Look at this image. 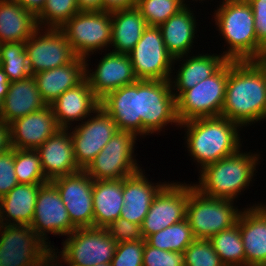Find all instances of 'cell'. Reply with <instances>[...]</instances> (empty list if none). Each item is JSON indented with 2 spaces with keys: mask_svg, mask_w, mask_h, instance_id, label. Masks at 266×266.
<instances>
[{
  "mask_svg": "<svg viewBox=\"0 0 266 266\" xmlns=\"http://www.w3.org/2000/svg\"><path fill=\"white\" fill-rule=\"evenodd\" d=\"M199 1V3H204L205 1L206 2H208L207 0H192V1H188V0H182V2H183V4L185 5V6H190V5H193V4H191L192 2H198ZM204 1V2H203ZM211 1V0H210ZM188 2H191V3H188Z\"/></svg>",
  "mask_w": 266,
  "mask_h": 266,
  "instance_id": "cell-51",
  "label": "cell"
},
{
  "mask_svg": "<svg viewBox=\"0 0 266 266\" xmlns=\"http://www.w3.org/2000/svg\"><path fill=\"white\" fill-rule=\"evenodd\" d=\"M85 58L76 57L72 62L32 75L42 100L52 104L66 90L76 87L85 79Z\"/></svg>",
  "mask_w": 266,
  "mask_h": 266,
  "instance_id": "cell-27",
  "label": "cell"
},
{
  "mask_svg": "<svg viewBox=\"0 0 266 266\" xmlns=\"http://www.w3.org/2000/svg\"><path fill=\"white\" fill-rule=\"evenodd\" d=\"M221 116L238 123L243 129L266 121V82L251 60H228V81Z\"/></svg>",
  "mask_w": 266,
  "mask_h": 266,
  "instance_id": "cell-1",
  "label": "cell"
},
{
  "mask_svg": "<svg viewBox=\"0 0 266 266\" xmlns=\"http://www.w3.org/2000/svg\"><path fill=\"white\" fill-rule=\"evenodd\" d=\"M145 240L154 248L184 253L185 249L195 240V237L187 219H184L149 235Z\"/></svg>",
  "mask_w": 266,
  "mask_h": 266,
  "instance_id": "cell-34",
  "label": "cell"
},
{
  "mask_svg": "<svg viewBox=\"0 0 266 266\" xmlns=\"http://www.w3.org/2000/svg\"><path fill=\"white\" fill-rule=\"evenodd\" d=\"M194 189L192 182L169 181L157 193L141 224L143 239L172 224L186 219V206L189 193Z\"/></svg>",
  "mask_w": 266,
  "mask_h": 266,
  "instance_id": "cell-13",
  "label": "cell"
},
{
  "mask_svg": "<svg viewBox=\"0 0 266 266\" xmlns=\"http://www.w3.org/2000/svg\"><path fill=\"white\" fill-rule=\"evenodd\" d=\"M93 266H111V264L110 263L94 264Z\"/></svg>",
  "mask_w": 266,
  "mask_h": 266,
  "instance_id": "cell-52",
  "label": "cell"
},
{
  "mask_svg": "<svg viewBox=\"0 0 266 266\" xmlns=\"http://www.w3.org/2000/svg\"><path fill=\"white\" fill-rule=\"evenodd\" d=\"M143 266H184V255L154 248L145 240Z\"/></svg>",
  "mask_w": 266,
  "mask_h": 266,
  "instance_id": "cell-41",
  "label": "cell"
},
{
  "mask_svg": "<svg viewBox=\"0 0 266 266\" xmlns=\"http://www.w3.org/2000/svg\"><path fill=\"white\" fill-rule=\"evenodd\" d=\"M0 67L10 82L24 80L32 76L25 51V42L1 43Z\"/></svg>",
  "mask_w": 266,
  "mask_h": 266,
  "instance_id": "cell-35",
  "label": "cell"
},
{
  "mask_svg": "<svg viewBox=\"0 0 266 266\" xmlns=\"http://www.w3.org/2000/svg\"><path fill=\"white\" fill-rule=\"evenodd\" d=\"M60 29L75 55L85 58V63L91 62L90 56L94 53L102 55L104 50H110L112 19L109 11H79Z\"/></svg>",
  "mask_w": 266,
  "mask_h": 266,
  "instance_id": "cell-7",
  "label": "cell"
},
{
  "mask_svg": "<svg viewBox=\"0 0 266 266\" xmlns=\"http://www.w3.org/2000/svg\"><path fill=\"white\" fill-rule=\"evenodd\" d=\"M30 226L51 249L55 246L49 240V234L66 237L76 229L69 219L57 188L50 181L39 189L34 217Z\"/></svg>",
  "mask_w": 266,
  "mask_h": 266,
  "instance_id": "cell-16",
  "label": "cell"
},
{
  "mask_svg": "<svg viewBox=\"0 0 266 266\" xmlns=\"http://www.w3.org/2000/svg\"><path fill=\"white\" fill-rule=\"evenodd\" d=\"M50 106L58 126L68 129L89 117L100 106V100L85 78L76 87L66 90Z\"/></svg>",
  "mask_w": 266,
  "mask_h": 266,
  "instance_id": "cell-23",
  "label": "cell"
},
{
  "mask_svg": "<svg viewBox=\"0 0 266 266\" xmlns=\"http://www.w3.org/2000/svg\"><path fill=\"white\" fill-rule=\"evenodd\" d=\"M242 210L235 201L210 198L194 188L189 193L186 219L195 239H210L237 224Z\"/></svg>",
  "mask_w": 266,
  "mask_h": 266,
  "instance_id": "cell-8",
  "label": "cell"
},
{
  "mask_svg": "<svg viewBox=\"0 0 266 266\" xmlns=\"http://www.w3.org/2000/svg\"><path fill=\"white\" fill-rule=\"evenodd\" d=\"M145 169L137 171L133 175L123 179V201L124 206L121 209L120 217L129 222L141 226L153 199L157 193L168 183L149 180V175Z\"/></svg>",
  "mask_w": 266,
  "mask_h": 266,
  "instance_id": "cell-21",
  "label": "cell"
},
{
  "mask_svg": "<svg viewBox=\"0 0 266 266\" xmlns=\"http://www.w3.org/2000/svg\"><path fill=\"white\" fill-rule=\"evenodd\" d=\"M242 149L243 147L237 153L202 168L198 172L199 181L192 183L194 188L210 198L237 202L239 195H243L255 183L258 165L263 162V151L244 152Z\"/></svg>",
  "mask_w": 266,
  "mask_h": 266,
  "instance_id": "cell-3",
  "label": "cell"
},
{
  "mask_svg": "<svg viewBox=\"0 0 266 266\" xmlns=\"http://www.w3.org/2000/svg\"><path fill=\"white\" fill-rule=\"evenodd\" d=\"M228 81V61L211 77L184 91L176 99L179 123L201 117L221 116Z\"/></svg>",
  "mask_w": 266,
  "mask_h": 266,
  "instance_id": "cell-11",
  "label": "cell"
},
{
  "mask_svg": "<svg viewBox=\"0 0 266 266\" xmlns=\"http://www.w3.org/2000/svg\"><path fill=\"white\" fill-rule=\"evenodd\" d=\"M183 129L185 148L198 168L237 153L243 144V128L223 116L201 117L180 123Z\"/></svg>",
  "mask_w": 266,
  "mask_h": 266,
  "instance_id": "cell-2",
  "label": "cell"
},
{
  "mask_svg": "<svg viewBox=\"0 0 266 266\" xmlns=\"http://www.w3.org/2000/svg\"><path fill=\"white\" fill-rule=\"evenodd\" d=\"M104 11H115L136 7L137 0H103Z\"/></svg>",
  "mask_w": 266,
  "mask_h": 266,
  "instance_id": "cell-46",
  "label": "cell"
},
{
  "mask_svg": "<svg viewBox=\"0 0 266 266\" xmlns=\"http://www.w3.org/2000/svg\"><path fill=\"white\" fill-rule=\"evenodd\" d=\"M0 266H52V249L29 225L0 224Z\"/></svg>",
  "mask_w": 266,
  "mask_h": 266,
  "instance_id": "cell-9",
  "label": "cell"
},
{
  "mask_svg": "<svg viewBox=\"0 0 266 266\" xmlns=\"http://www.w3.org/2000/svg\"><path fill=\"white\" fill-rule=\"evenodd\" d=\"M138 138L133 132L119 130L85 171L93 180H118L133 175L143 168L134 153Z\"/></svg>",
  "mask_w": 266,
  "mask_h": 266,
  "instance_id": "cell-10",
  "label": "cell"
},
{
  "mask_svg": "<svg viewBox=\"0 0 266 266\" xmlns=\"http://www.w3.org/2000/svg\"><path fill=\"white\" fill-rule=\"evenodd\" d=\"M227 61L221 53L211 52L191 53L174 58L172 70L174 72H172L170 82L175 99L184 91L214 75ZM175 64H179L178 70L175 68Z\"/></svg>",
  "mask_w": 266,
  "mask_h": 266,
  "instance_id": "cell-19",
  "label": "cell"
},
{
  "mask_svg": "<svg viewBox=\"0 0 266 266\" xmlns=\"http://www.w3.org/2000/svg\"><path fill=\"white\" fill-rule=\"evenodd\" d=\"M37 17L17 1L0 0V44L26 42L37 30Z\"/></svg>",
  "mask_w": 266,
  "mask_h": 266,
  "instance_id": "cell-31",
  "label": "cell"
},
{
  "mask_svg": "<svg viewBox=\"0 0 266 266\" xmlns=\"http://www.w3.org/2000/svg\"><path fill=\"white\" fill-rule=\"evenodd\" d=\"M185 5L182 0H137L136 8L148 26L159 27Z\"/></svg>",
  "mask_w": 266,
  "mask_h": 266,
  "instance_id": "cell-38",
  "label": "cell"
},
{
  "mask_svg": "<svg viewBox=\"0 0 266 266\" xmlns=\"http://www.w3.org/2000/svg\"><path fill=\"white\" fill-rule=\"evenodd\" d=\"M237 224L243 241L246 266L266 264V202L243 207Z\"/></svg>",
  "mask_w": 266,
  "mask_h": 266,
  "instance_id": "cell-20",
  "label": "cell"
},
{
  "mask_svg": "<svg viewBox=\"0 0 266 266\" xmlns=\"http://www.w3.org/2000/svg\"><path fill=\"white\" fill-rule=\"evenodd\" d=\"M19 184L14 168V149L0 154V198Z\"/></svg>",
  "mask_w": 266,
  "mask_h": 266,
  "instance_id": "cell-43",
  "label": "cell"
},
{
  "mask_svg": "<svg viewBox=\"0 0 266 266\" xmlns=\"http://www.w3.org/2000/svg\"><path fill=\"white\" fill-rule=\"evenodd\" d=\"M78 12L77 0H47L37 23L39 28L60 29Z\"/></svg>",
  "mask_w": 266,
  "mask_h": 266,
  "instance_id": "cell-37",
  "label": "cell"
},
{
  "mask_svg": "<svg viewBox=\"0 0 266 266\" xmlns=\"http://www.w3.org/2000/svg\"><path fill=\"white\" fill-rule=\"evenodd\" d=\"M10 85V81L6 75V73L3 71V69L0 67V102L3 103L4 98L6 97V94L8 92Z\"/></svg>",
  "mask_w": 266,
  "mask_h": 266,
  "instance_id": "cell-49",
  "label": "cell"
},
{
  "mask_svg": "<svg viewBox=\"0 0 266 266\" xmlns=\"http://www.w3.org/2000/svg\"><path fill=\"white\" fill-rule=\"evenodd\" d=\"M25 51L32 75L58 68L77 56L61 29L39 28L26 42Z\"/></svg>",
  "mask_w": 266,
  "mask_h": 266,
  "instance_id": "cell-15",
  "label": "cell"
},
{
  "mask_svg": "<svg viewBox=\"0 0 266 266\" xmlns=\"http://www.w3.org/2000/svg\"><path fill=\"white\" fill-rule=\"evenodd\" d=\"M59 129L52 108L47 105L10 123L11 146L36 150Z\"/></svg>",
  "mask_w": 266,
  "mask_h": 266,
  "instance_id": "cell-22",
  "label": "cell"
},
{
  "mask_svg": "<svg viewBox=\"0 0 266 266\" xmlns=\"http://www.w3.org/2000/svg\"><path fill=\"white\" fill-rule=\"evenodd\" d=\"M252 8L258 43L266 50V0H246Z\"/></svg>",
  "mask_w": 266,
  "mask_h": 266,
  "instance_id": "cell-44",
  "label": "cell"
},
{
  "mask_svg": "<svg viewBox=\"0 0 266 266\" xmlns=\"http://www.w3.org/2000/svg\"><path fill=\"white\" fill-rule=\"evenodd\" d=\"M145 239L117 243L111 266H143Z\"/></svg>",
  "mask_w": 266,
  "mask_h": 266,
  "instance_id": "cell-40",
  "label": "cell"
},
{
  "mask_svg": "<svg viewBox=\"0 0 266 266\" xmlns=\"http://www.w3.org/2000/svg\"><path fill=\"white\" fill-rule=\"evenodd\" d=\"M183 255L184 266H225L209 239H195Z\"/></svg>",
  "mask_w": 266,
  "mask_h": 266,
  "instance_id": "cell-39",
  "label": "cell"
},
{
  "mask_svg": "<svg viewBox=\"0 0 266 266\" xmlns=\"http://www.w3.org/2000/svg\"><path fill=\"white\" fill-rule=\"evenodd\" d=\"M139 105L141 140L151 134L161 135L169 125L179 127L170 80H139Z\"/></svg>",
  "mask_w": 266,
  "mask_h": 266,
  "instance_id": "cell-6",
  "label": "cell"
},
{
  "mask_svg": "<svg viewBox=\"0 0 266 266\" xmlns=\"http://www.w3.org/2000/svg\"><path fill=\"white\" fill-rule=\"evenodd\" d=\"M79 11H104L103 0H77Z\"/></svg>",
  "mask_w": 266,
  "mask_h": 266,
  "instance_id": "cell-48",
  "label": "cell"
},
{
  "mask_svg": "<svg viewBox=\"0 0 266 266\" xmlns=\"http://www.w3.org/2000/svg\"><path fill=\"white\" fill-rule=\"evenodd\" d=\"M138 80H170L174 57L167 51L159 27L148 26L128 54Z\"/></svg>",
  "mask_w": 266,
  "mask_h": 266,
  "instance_id": "cell-12",
  "label": "cell"
},
{
  "mask_svg": "<svg viewBox=\"0 0 266 266\" xmlns=\"http://www.w3.org/2000/svg\"><path fill=\"white\" fill-rule=\"evenodd\" d=\"M111 19L110 50L128 55L141 39L148 25L136 7L112 11Z\"/></svg>",
  "mask_w": 266,
  "mask_h": 266,
  "instance_id": "cell-32",
  "label": "cell"
},
{
  "mask_svg": "<svg viewBox=\"0 0 266 266\" xmlns=\"http://www.w3.org/2000/svg\"><path fill=\"white\" fill-rule=\"evenodd\" d=\"M43 184H17L0 198V224L31 225Z\"/></svg>",
  "mask_w": 266,
  "mask_h": 266,
  "instance_id": "cell-28",
  "label": "cell"
},
{
  "mask_svg": "<svg viewBox=\"0 0 266 266\" xmlns=\"http://www.w3.org/2000/svg\"><path fill=\"white\" fill-rule=\"evenodd\" d=\"M62 241L63 248L52 249V266L111 263L117 246V242L105 228L95 227L76 228Z\"/></svg>",
  "mask_w": 266,
  "mask_h": 266,
  "instance_id": "cell-5",
  "label": "cell"
},
{
  "mask_svg": "<svg viewBox=\"0 0 266 266\" xmlns=\"http://www.w3.org/2000/svg\"><path fill=\"white\" fill-rule=\"evenodd\" d=\"M93 227L106 228L115 222L124 206L123 179L93 180Z\"/></svg>",
  "mask_w": 266,
  "mask_h": 266,
  "instance_id": "cell-30",
  "label": "cell"
},
{
  "mask_svg": "<svg viewBox=\"0 0 266 266\" xmlns=\"http://www.w3.org/2000/svg\"><path fill=\"white\" fill-rule=\"evenodd\" d=\"M192 8L185 6L159 26L166 49L174 58L193 53V43L199 38L198 15L194 13L195 7Z\"/></svg>",
  "mask_w": 266,
  "mask_h": 266,
  "instance_id": "cell-26",
  "label": "cell"
},
{
  "mask_svg": "<svg viewBox=\"0 0 266 266\" xmlns=\"http://www.w3.org/2000/svg\"><path fill=\"white\" fill-rule=\"evenodd\" d=\"M36 151L40 156L43 173L48 181L81 170L76 164L73 141L69 129H59Z\"/></svg>",
  "mask_w": 266,
  "mask_h": 266,
  "instance_id": "cell-24",
  "label": "cell"
},
{
  "mask_svg": "<svg viewBox=\"0 0 266 266\" xmlns=\"http://www.w3.org/2000/svg\"><path fill=\"white\" fill-rule=\"evenodd\" d=\"M58 190L69 219L76 228L93 227V179L85 170L50 181Z\"/></svg>",
  "mask_w": 266,
  "mask_h": 266,
  "instance_id": "cell-17",
  "label": "cell"
},
{
  "mask_svg": "<svg viewBox=\"0 0 266 266\" xmlns=\"http://www.w3.org/2000/svg\"><path fill=\"white\" fill-rule=\"evenodd\" d=\"M14 168L19 184H45L38 152L32 149H14Z\"/></svg>",
  "mask_w": 266,
  "mask_h": 266,
  "instance_id": "cell-36",
  "label": "cell"
},
{
  "mask_svg": "<svg viewBox=\"0 0 266 266\" xmlns=\"http://www.w3.org/2000/svg\"><path fill=\"white\" fill-rule=\"evenodd\" d=\"M72 127L68 129L73 141L76 164L81 170L87 168L119 131L111 116L101 106L82 123Z\"/></svg>",
  "mask_w": 266,
  "mask_h": 266,
  "instance_id": "cell-14",
  "label": "cell"
},
{
  "mask_svg": "<svg viewBox=\"0 0 266 266\" xmlns=\"http://www.w3.org/2000/svg\"><path fill=\"white\" fill-rule=\"evenodd\" d=\"M17 1L25 10L36 17L42 12L47 0H13Z\"/></svg>",
  "mask_w": 266,
  "mask_h": 266,
  "instance_id": "cell-47",
  "label": "cell"
},
{
  "mask_svg": "<svg viewBox=\"0 0 266 266\" xmlns=\"http://www.w3.org/2000/svg\"><path fill=\"white\" fill-rule=\"evenodd\" d=\"M251 61L260 69L266 82V54L264 53Z\"/></svg>",
  "mask_w": 266,
  "mask_h": 266,
  "instance_id": "cell-50",
  "label": "cell"
},
{
  "mask_svg": "<svg viewBox=\"0 0 266 266\" xmlns=\"http://www.w3.org/2000/svg\"><path fill=\"white\" fill-rule=\"evenodd\" d=\"M100 106L111 116L120 131L140 137L139 80L109 92Z\"/></svg>",
  "mask_w": 266,
  "mask_h": 266,
  "instance_id": "cell-25",
  "label": "cell"
},
{
  "mask_svg": "<svg viewBox=\"0 0 266 266\" xmlns=\"http://www.w3.org/2000/svg\"><path fill=\"white\" fill-rule=\"evenodd\" d=\"M47 104L42 100L33 76L10 82L2 103V117L7 123L42 110Z\"/></svg>",
  "mask_w": 266,
  "mask_h": 266,
  "instance_id": "cell-29",
  "label": "cell"
},
{
  "mask_svg": "<svg viewBox=\"0 0 266 266\" xmlns=\"http://www.w3.org/2000/svg\"><path fill=\"white\" fill-rule=\"evenodd\" d=\"M12 148L10 124L4 120L0 121V154L7 152Z\"/></svg>",
  "mask_w": 266,
  "mask_h": 266,
  "instance_id": "cell-45",
  "label": "cell"
},
{
  "mask_svg": "<svg viewBox=\"0 0 266 266\" xmlns=\"http://www.w3.org/2000/svg\"><path fill=\"white\" fill-rule=\"evenodd\" d=\"M103 55L100 60L97 59L95 69L90 68L91 63H86L85 69V78L99 100L109 92L134 84L138 80L129 55L112 52L111 50L105 51Z\"/></svg>",
  "mask_w": 266,
  "mask_h": 266,
  "instance_id": "cell-18",
  "label": "cell"
},
{
  "mask_svg": "<svg viewBox=\"0 0 266 266\" xmlns=\"http://www.w3.org/2000/svg\"><path fill=\"white\" fill-rule=\"evenodd\" d=\"M209 240L225 266H246L245 251L238 224L217 233Z\"/></svg>",
  "mask_w": 266,
  "mask_h": 266,
  "instance_id": "cell-33",
  "label": "cell"
},
{
  "mask_svg": "<svg viewBox=\"0 0 266 266\" xmlns=\"http://www.w3.org/2000/svg\"><path fill=\"white\" fill-rule=\"evenodd\" d=\"M218 4L212 22H215L214 29L220 39L224 40L222 50L227 49L221 54L233 61L253 60L264 54L266 50L258 43L249 3L246 0H220Z\"/></svg>",
  "mask_w": 266,
  "mask_h": 266,
  "instance_id": "cell-4",
  "label": "cell"
},
{
  "mask_svg": "<svg viewBox=\"0 0 266 266\" xmlns=\"http://www.w3.org/2000/svg\"><path fill=\"white\" fill-rule=\"evenodd\" d=\"M3 120V117H2V103L0 102V121Z\"/></svg>",
  "mask_w": 266,
  "mask_h": 266,
  "instance_id": "cell-53",
  "label": "cell"
},
{
  "mask_svg": "<svg viewBox=\"0 0 266 266\" xmlns=\"http://www.w3.org/2000/svg\"><path fill=\"white\" fill-rule=\"evenodd\" d=\"M105 229L117 243L138 241L143 239L141 227L122 217H119L115 222L110 223Z\"/></svg>",
  "mask_w": 266,
  "mask_h": 266,
  "instance_id": "cell-42",
  "label": "cell"
}]
</instances>
